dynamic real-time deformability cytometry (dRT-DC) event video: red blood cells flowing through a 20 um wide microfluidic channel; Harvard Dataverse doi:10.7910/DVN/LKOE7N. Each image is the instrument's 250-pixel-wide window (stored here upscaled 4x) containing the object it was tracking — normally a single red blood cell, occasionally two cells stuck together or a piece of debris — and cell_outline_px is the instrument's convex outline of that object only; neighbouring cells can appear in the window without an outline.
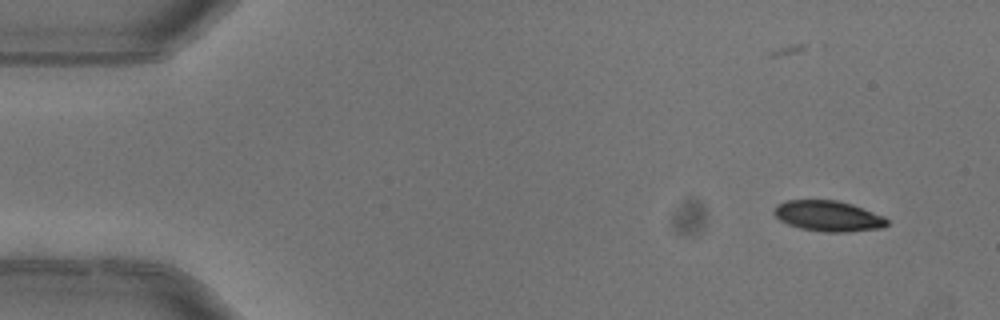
{"species": "common noctule bat (a hibernating species)", "species_latin": "Nyctalus noctula", "temperature_condition": "warm", "stored_images_in_passage": 4, "camera_frame_rate_fps": 3000, "um_per_image_px": 0.085, "animal": {"sex": "female"}, "frame": {"image": 1, "passage_image": 1, "time_ms": 0.0, "image_size_px": [1000, 320], "cell_outline_px": [[888, 224], [884, 228], [848, 232], [824, 232], [800, 228], [788, 224], [780, 220], [772, 212], [776, 204], [784, 200], [836, 200], [852, 204], [884, 216], [888, 220]], "centroid_in_image_um": [70.39, 18.36], "position_along_channel_um": 14.6, "area_um2": 20.35}}
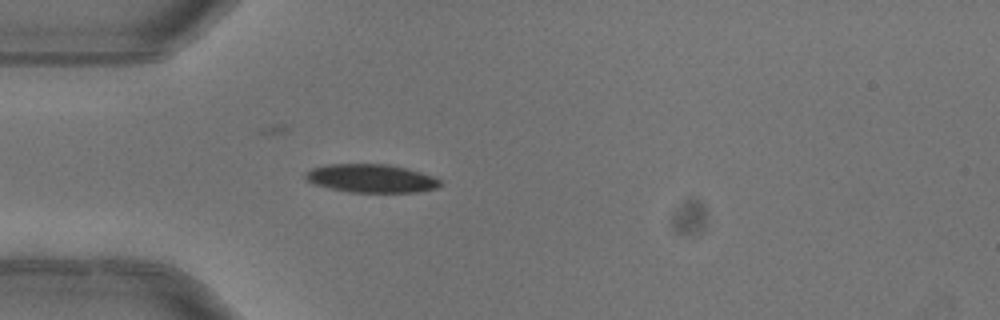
{"frame": {"image": 2, "passage_image": 4, "time_ms": 1.0, "image_size_px": [1000, 320], "cell_outline_px": [[440, 184], [436, 188], [416, 192], [352, 192], [332, 188], [316, 184], [308, 180], [304, 176], [312, 168], [328, 164], [388, 164], [408, 168], [432, 176], [440, 180]], "centroid_in_image_um": [31.58, 15.15], "position_along_channel_um": 53.4, "area_um2": 21.91}}